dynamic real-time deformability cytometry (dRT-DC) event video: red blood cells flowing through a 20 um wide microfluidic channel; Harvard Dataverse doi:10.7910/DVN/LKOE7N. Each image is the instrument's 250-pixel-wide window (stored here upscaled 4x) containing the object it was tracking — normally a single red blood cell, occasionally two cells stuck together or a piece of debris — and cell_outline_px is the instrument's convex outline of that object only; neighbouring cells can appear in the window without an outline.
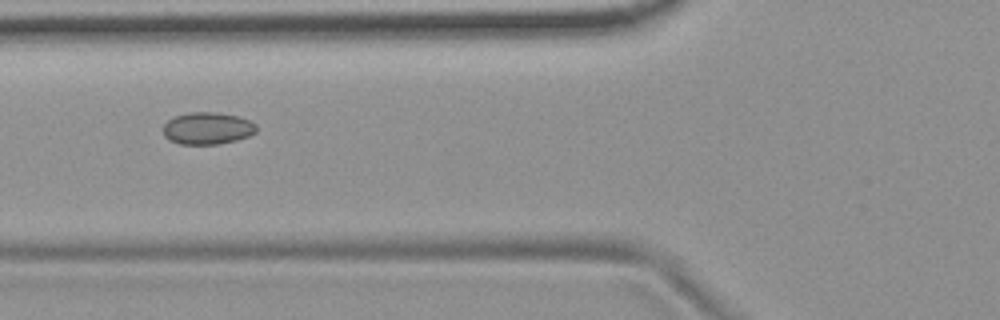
{"species": "common noctule bat (a hibernating species)", "species_latin": "Nyctalus noctula", "temperature_condition": "room temperature", "stored_images_in_passage": 8, "camera_frame_rate_fps": 3000, "um_per_image_px": 0.085, "animal": {"sex": "female", "body_mass_g": 19.9}, "frame": {"image": 1, "passage_image": 5, "time_ms": 4.333, "image_size_px": [1000, 320], "cell_outline_px": [[256, 132], [248, 136], [236, 140], [216, 144], [180, 144], [168, 140], [164, 136], [164, 124], [168, 120], [176, 116], [188, 112], [216, 112], [236, 116], [248, 120], [256, 124]], "centroid_in_image_um": [17.61, 10.91], "position_along_channel_um": 108.2, "area_um2": 17.34}}
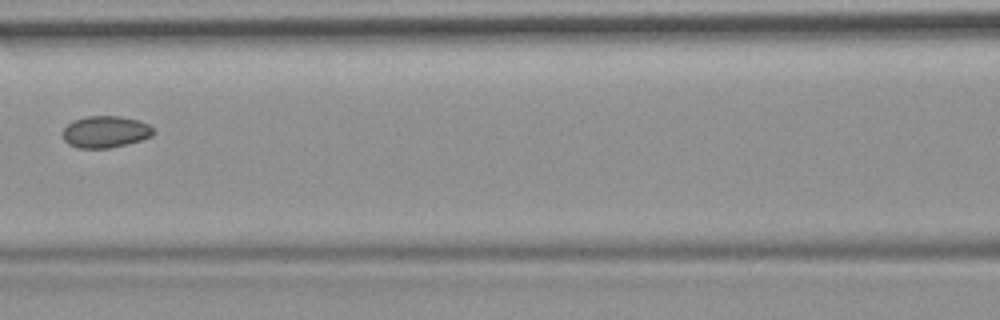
{"frame": {"image": 2, "passage_image": 6, "time_ms": 5.667, "image_size_px": [1000, 320], "cell_outline_px": [[156, 132], [152, 136], [128, 144], [108, 148], [80, 148], [68, 144], [64, 140], [64, 128], [72, 120], [88, 116], [120, 116], [140, 120], [148, 124]], "centroid_in_image_um": [8.99, 11.2], "position_along_channel_um": 157.6, "area_um2": 16.82}}